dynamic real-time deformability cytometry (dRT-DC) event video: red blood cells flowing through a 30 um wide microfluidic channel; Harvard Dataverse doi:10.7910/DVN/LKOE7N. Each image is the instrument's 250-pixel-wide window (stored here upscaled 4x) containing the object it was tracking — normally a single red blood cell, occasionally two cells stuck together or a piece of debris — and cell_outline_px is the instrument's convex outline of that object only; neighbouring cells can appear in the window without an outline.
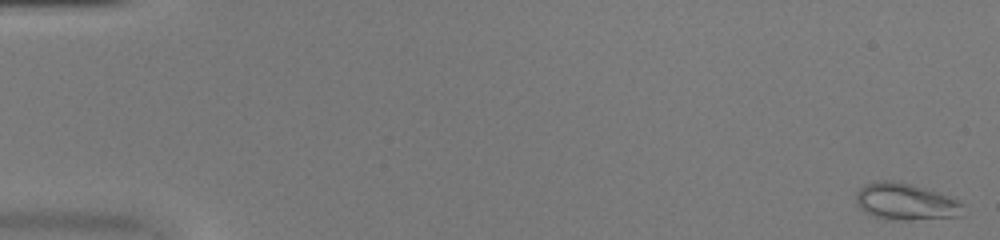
{"species": "common noctule bat (a hibernating species)", "species_latin": "Nyctalus noctula", "temperature_condition": "warm", "stored_images_in_passage": 19, "camera_frame_rate_fps": 3000, "um_per_image_px": 0.085, "animal": {"sex": "female", "body_mass_g": 20.0, "forearm_length_mm": 54.0}, "frame": {"image": 1, "passage_image": 1, "time_ms": 0.0, "image_size_px": [1000, 240], "cell_outline_px": [[964, 216], [908, 220], [888, 220], [872, 216], [864, 212], [856, 204], [856, 192], [864, 184], [880, 180], [892, 180], [912, 184], [936, 192], [956, 200], [960, 204]], "centroid_in_image_um": [76.9, 17.15], "position_along_channel_um": 8.1, "area_um2": 22.95}}
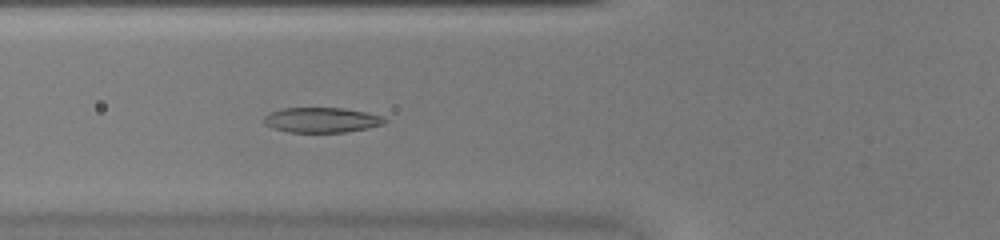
{"frame": {"image": 2, "passage_image": 19, "time_ms": 6.0, "image_size_px": [1000, 240], "cell_outline_px": [[388, 120], [384, 124], [368, 128], [344, 132], [288, 132], [272, 128], [264, 124], [264, 116], [268, 112], [284, 108], [344, 108], [364, 112], [380, 116]], "centroid_in_image_um": [27.3, 10.2], "position_along_channel_um": 98.5, "area_um2": 17.63}}